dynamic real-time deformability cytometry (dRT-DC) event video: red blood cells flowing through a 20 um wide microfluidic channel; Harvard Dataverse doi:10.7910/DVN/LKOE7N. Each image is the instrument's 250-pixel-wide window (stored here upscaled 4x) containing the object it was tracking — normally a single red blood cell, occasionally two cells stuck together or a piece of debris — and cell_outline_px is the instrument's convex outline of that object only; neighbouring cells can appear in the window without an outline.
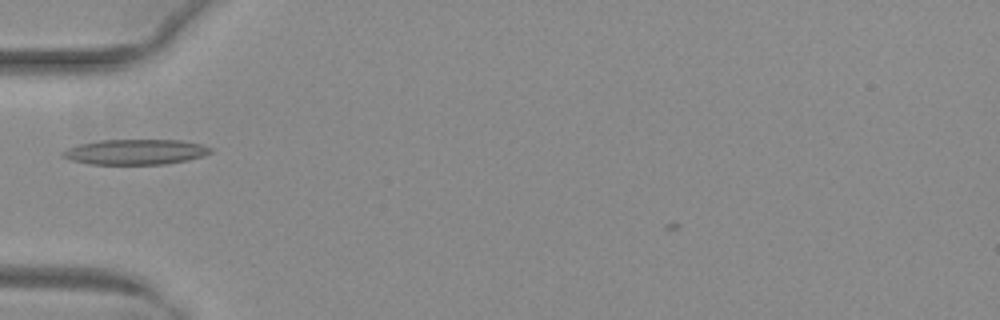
{"species": "common noctule bat (a hibernating species)", "species_latin": "Nyctalus noctula", "temperature_condition": "warm", "stored_images_in_passage": 10, "camera_frame_rate_fps": 3000, "um_per_image_px": 0.085, "animal": {"sex": "female", "body_mass_g": 29.2, "forearm_length_mm": 56.3}, "frame": {"image": 1, "passage_image": 8, "time_ms": 2.333, "image_size_px": [1000, 320], "cell_outline_px": [[212, 152], [204, 156], [188, 160], [164, 164], [88, 164], [72, 160], [60, 156], [60, 152], [68, 148], [80, 144], [100, 140], [180, 140], [200, 144], [212, 148]], "centroid_in_image_um": [11.51, 12.91], "position_along_channel_um": 73.5, "area_um2": 21.79}}